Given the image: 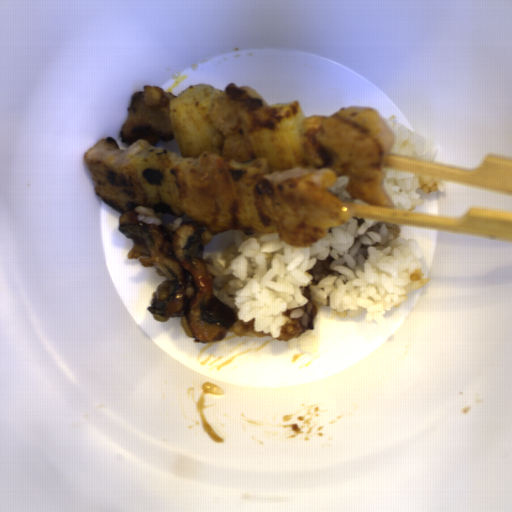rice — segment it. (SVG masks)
Returning a JSON list of instances; mask_svg holds the SVG:
<instances>
[{
    "instance_id": "652b925c",
    "label": "rice",
    "mask_w": 512,
    "mask_h": 512,
    "mask_svg": "<svg viewBox=\"0 0 512 512\" xmlns=\"http://www.w3.org/2000/svg\"><path fill=\"white\" fill-rule=\"evenodd\" d=\"M214 296L239 318L228 329L243 337L271 336L314 355L320 307L330 321L355 318L385 327L390 309L430 281L415 240L399 224L350 217L310 246H291L279 233L227 231L203 253Z\"/></svg>"
},
{
    "instance_id": "023b6e5f",
    "label": "rice",
    "mask_w": 512,
    "mask_h": 512,
    "mask_svg": "<svg viewBox=\"0 0 512 512\" xmlns=\"http://www.w3.org/2000/svg\"><path fill=\"white\" fill-rule=\"evenodd\" d=\"M382 170L383 189L398 210L410 213L424 203V198L415 192L418 189L426 194L436 193L438 190L443 194L446 190L443 178L385 166Z\"/></svg>"
},
{
    "instance_id": "8eca5e8b",
    "label": "rice",
    "mask_w": 512,
    "mask_h": 512,
    "mask_svg": "<svg viewBox=\"0 0 512 512\" xmlns=\"http://www.w3.org/2000/svg\"><path fill=\"white\" fill-rule=\"evenodd\" d=\"M386 123L394 133V144L389 153L433 161L439 149L436 143L401 124L393 114Z\"/></svg>"
},
{
    "instance_id": "b023fe2a",
    "label": "rice",
    "mask_w": 512,
    "mask_h": 512,
    "mask_svg": "<svg viewBox=\"0 0 512 512\" xmlns=\"http://www.w3.org/2000/svg\"><path fill=\"white\" fill-rule=\"evenodd\" d=\"M316 169L314 167H296L284 172H272L271 174L263 175L264 178L268 179L270 184L274 187L283 181L288 179L301 178L304 175L313 173Z\"/></svg>"
},
{
    "instance_id": "acb35da6",
    "label": "rice",
    "mask_w": 512,
    "mask_h": 512,
    "mask_svg": "<svg viewBox=\"0 0 512 512\" xmlns=\"http://www.w3.org/2000/svg\"><path fill=\"white\" fill-rule=\"evenodd\" d=\"M134 211H136L138 220L157 227H164L174 232L180 228L183 221V219L180 217L176 218L168 224H165L161 212H156L151 207H134Z\"/></svg>"
},
{
    "instance_id": "e3fd555f",
    "label": "rice",
    "mask_w": 512,
    "mask_h": 512,
    "mask_svg": "<svg viewBox=\"0 0 512 512\" xmlns=\"http://www.w3.org/2000/svg\"><path fill=\"white\" fill-rule=\"evenodd\" d=\"M350 177L340 176L336 177L335 182L328 189L337 197L342 199L343 201H352V202H360L367 203L366 200L357 199L351 196V194L347 191V187L349 184ZM368 204V203H367Z\"/></svg>"
}]
</instances>
